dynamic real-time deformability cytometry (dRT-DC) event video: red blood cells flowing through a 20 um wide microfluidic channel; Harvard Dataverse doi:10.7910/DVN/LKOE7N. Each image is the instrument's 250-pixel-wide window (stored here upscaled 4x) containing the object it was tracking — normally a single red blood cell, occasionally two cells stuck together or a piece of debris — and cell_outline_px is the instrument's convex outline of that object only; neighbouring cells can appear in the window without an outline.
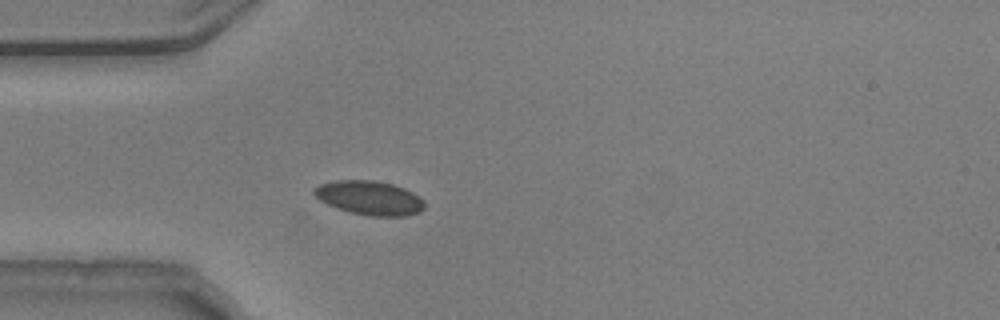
{"species": "common noctule bat (a hibernating species)", "species_latin": "Nyctalus noctula", "temperature_condition": "warm", "stored_images_in_passage": 28, "camera_frame_rate_fps": 3000, "um_per_image_px": 0.085, "animal": {"sex": "male", "body_mass_g": 20.5, "forearm_length_mm": 52.5}, "frame": {"image": 1, "passage_image": 1, "time_ms": 0.0, "image_size_px": [1000, 320], "cell_outline_px": [[424, 208], [420, 212], [404, 216], [372, 216], [348, 212], [328, 204], [320, 200], [312, 192], [312, 188], [320, 184], [336, 180], [376, 180], [392, 184], [404, 188], [420, 196], [424, 200]], "centroid_in_image_um": [31.41, 16.81], "position_along_channel_um": 53.6, "area_um2": 22.02}}
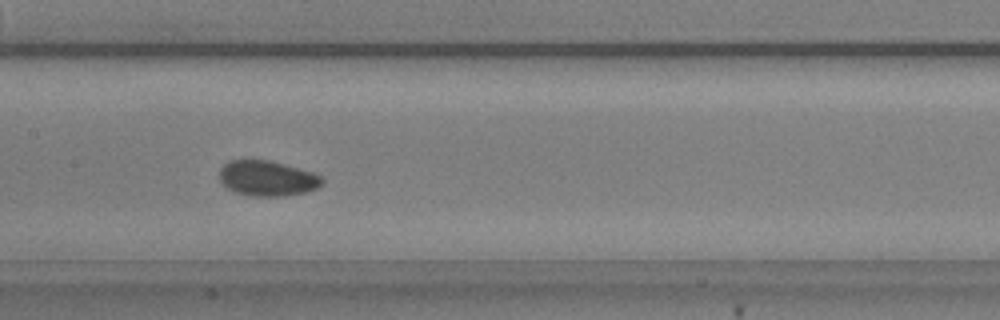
{"frame": {"image": 2, "passage_image": 12, "time_ms": 3.667, "image_size_px": [1000, 320], "cell_outline_px": [[324, 184], [316, 188], [304, 192], [280, 196], [248, 196], [236, 192], [228, 188], [220, 180], [220, 168], [228, 160], [268, 160], [284, 164], [312, 172], [320, 176], [324, 180]], "centroid_in_image_um": [22.71, 15.15], "position_along_channel_um": 184.7, "area_um2": 20.98}}
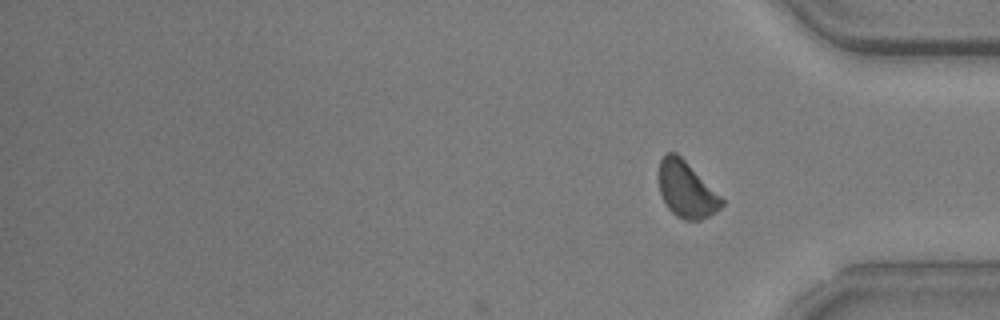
{"frame": {"image": 3, "passage_image": 28, "time_ms": 9.0, "image_size_px": [1000, 320], "cell_outline_px": [[724, 204], [720, 208], [708, 216], [700, 220], [684, 220], [676, 216], [668, 208], [660, 192], [660, 160], [668, 152], [676, 152], [724, 200]], "centroid_in_image_um": [58.34, 16.14], "position_along_channel_um": 376.9, "area_um2": 19.94}, "authors_computed_cell_mechanics": {"area_um2": 21.2415, "velocity_mm_per_s": 3.7178, "shape_relaxation_time_tau1_ms": 4.9456, "shape_relaxation_time_tau2_ms": 2.2888, "deformation_change_tau1": 0.0873, "deformation_change_tau2": 0.0583}}